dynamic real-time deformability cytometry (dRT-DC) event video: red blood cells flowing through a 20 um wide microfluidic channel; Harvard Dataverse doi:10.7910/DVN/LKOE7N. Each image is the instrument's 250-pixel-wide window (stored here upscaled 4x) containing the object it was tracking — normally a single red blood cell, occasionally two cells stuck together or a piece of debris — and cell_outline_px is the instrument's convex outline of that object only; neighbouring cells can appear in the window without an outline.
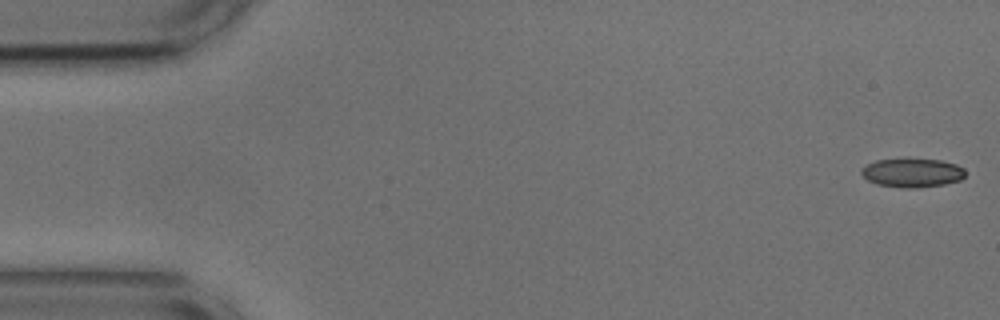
{"species": "common noctule bat (a hibernating species)", "species_latin": "Nyctalus noctula", "temperature_condition": "cold", "stored_images_in_passage": 49, "camera_frame_rate_fps": 3000, "um_per_image_px": 0.085, "animal": {"sex": "male", "body_mass_g": 17.9, "forearm_length_mm": 54.2}, "frame": {"image": 1, "passage_image": 1, "time_ms": 0.0, "image_size_px": [1000, 320], "cell_outline_px": [[964, 176], [960, 180], [944, 184], [916, 188], [904, 188], [876, 184], [868, 180], [860, 172], [860, 168], [876, 160], [940, 160], [956, 164], [964, 168]], "centroid_in_image_um": [77.53, 14.7], "position_along_channel_um": 7.5, "area_um2": 17.17}}
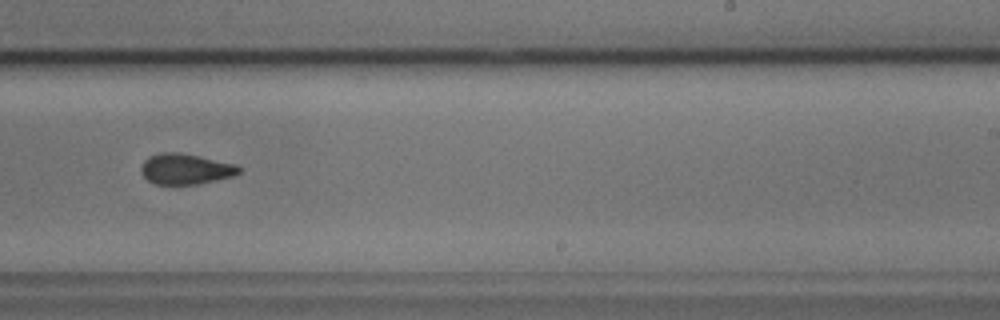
{"frame": {"image": 2, "passage_image": 33, "time_ms": 10.667, "image_size_px": [1000, 320], "cell_outline_px": [[240, 172], [232, 176], [196, 184], [152, 184], [140, 172], [140, 168], [144, 160], [148, 156], [160, 152], [180, 152], [236, 164], [240, 168]], "centroid_in_image_um": [15.72, 14.35], "position_along_channel_um": 273.3, "area_um2": 17.46}}
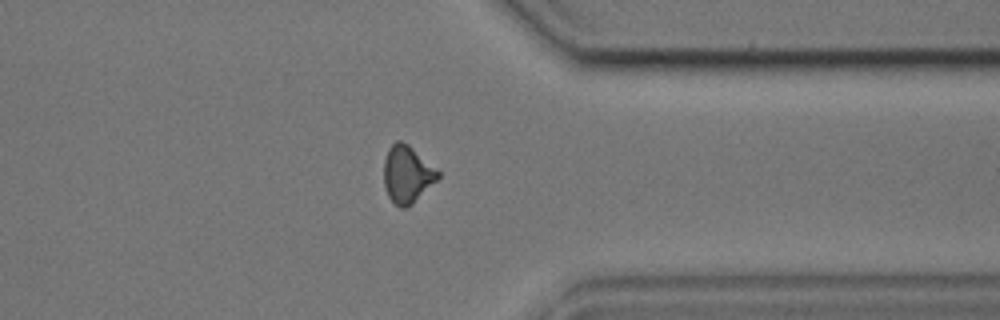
{"frame": {"image": 3, "passage_image": 42, "time_ms": 13.667, "image_size_px": [1000, 320], "cell_outline_px": [[440, 176], [408, 208], [400, 208], [388, 196], [384, 188], [384, 160], [388, 148], [396, 140], [400, 140], [408, 144], [440, 172]], "centroid_in_image_um": [34.58, 14.81], "position_along_channel_um": 376.8, "area_um2": 17.92}}